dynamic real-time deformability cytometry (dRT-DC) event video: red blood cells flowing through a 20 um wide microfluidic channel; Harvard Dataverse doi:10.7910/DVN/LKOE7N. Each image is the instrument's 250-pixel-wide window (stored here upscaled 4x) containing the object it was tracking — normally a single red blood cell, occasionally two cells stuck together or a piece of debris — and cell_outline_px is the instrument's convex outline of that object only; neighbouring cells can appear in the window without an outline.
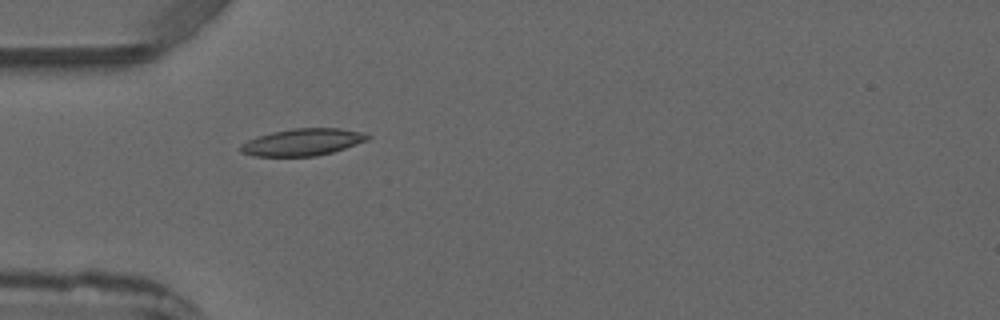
{"species": "common noctule bat (a hibernating species)", "species_latin": "Nyctalus noctula", "temperature_condition": "warm", "stored_images_in_passage": 4, "camera_frame_rate_fps": 3000, "um_per_image_px": 0.085, "animal": {"sex": "male", "forearm_length_mm": 52.5}, "frame": {"image": 1, "passage_image": 4, "time_ms": 3.333, "image_size_px": [1000, 320], "cell_outline_px": [[372, 136], [368, 140], [332, 152], [316, 156], [252, 156], [240, 152], [240, 144], [256, 136], [272, 132], [292, 128], [340, 128], [360, 132]], "centroid_in_image_um": [25.68, 12.08], "position_along_channel_um": 59.3, "area_um2": 20.0}}